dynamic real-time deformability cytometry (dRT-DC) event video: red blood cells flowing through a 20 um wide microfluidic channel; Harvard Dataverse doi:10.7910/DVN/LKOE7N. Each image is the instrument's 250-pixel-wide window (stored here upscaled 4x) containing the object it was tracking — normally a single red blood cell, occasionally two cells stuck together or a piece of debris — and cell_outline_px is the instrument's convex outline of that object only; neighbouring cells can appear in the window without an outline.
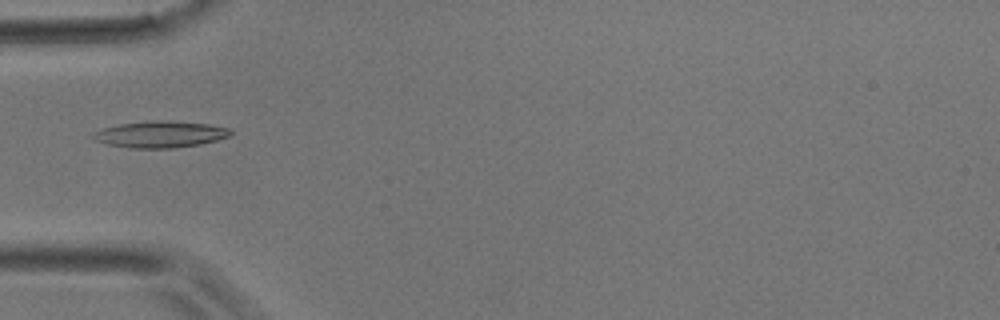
{"species": "common noctule bat (a hibernating species)", "species_latin": "Nyctalus noctula", "temperature_condition": "room temperature", "stored_images_in_passage": 3, "camera_frame_rate_fps": 3000, "um_per_image_px": 0.085, "animal": {"sex": "male", "body_mass_g": 17.9}, "frame": {"image": 1, "passage_image": 3, "time_ms": 0.667, "image_size_px": [1000, 320], "cell_outline_px": [[232, 132], [228, 136], [216, 140], [200, 144], [172, 148], [132, 148], [108, 144], [92, 140], [92, 132], [104, 128], [120, 124], [208, 124], [228, 128]], "centroid_in_image_um": [13.56, 11.49], "position_along_channel_um": 71.4, "area_um2": 19.65}}